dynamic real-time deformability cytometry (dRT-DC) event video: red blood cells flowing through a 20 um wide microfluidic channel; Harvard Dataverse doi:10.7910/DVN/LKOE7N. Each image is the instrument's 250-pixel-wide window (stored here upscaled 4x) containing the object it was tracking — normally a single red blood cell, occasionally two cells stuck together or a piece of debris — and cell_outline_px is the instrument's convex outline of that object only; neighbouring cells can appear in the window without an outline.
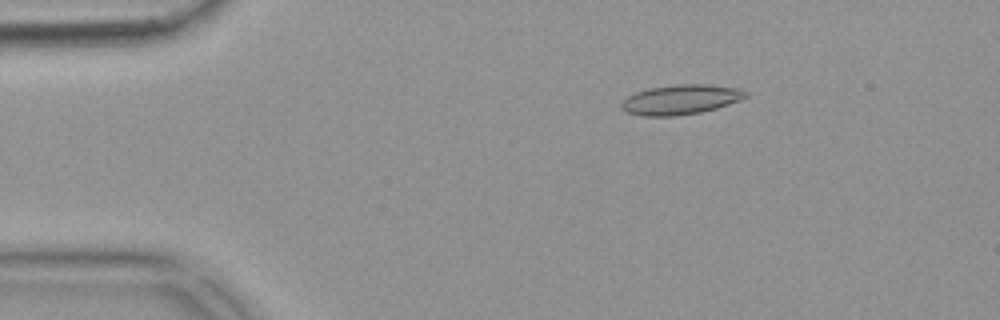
{"species": "common noctule bat (a hibernating species)", "species_latin": "Nyctalus noctula", "temperature_condition": "warm", "stored_images_in_passage": 53, "camera_frame_rate_fps": 3000, "um_per_image_px": 0.085, "animal": {"sex": "female", "body_mass_g": 18.4}, "frame": {"image": 1, "passage_image": 9, "time_ms": 2.667, "image_size_px": [1000, 320], "cell_outline_px": [[748, 96], [740, 100], [716, 108], [700, 112], [676, 116], [640, 116], [628, 112], [620, 108], [620, 104], [628, 96], [636, 92], [648, 88], [676, 84], [704, 84], [740, 88], [748, 92]], "centroid_in_image_um": [57.86, 8.46], "position_along_channel_um": 27.1, "area_um2": 21.62}}
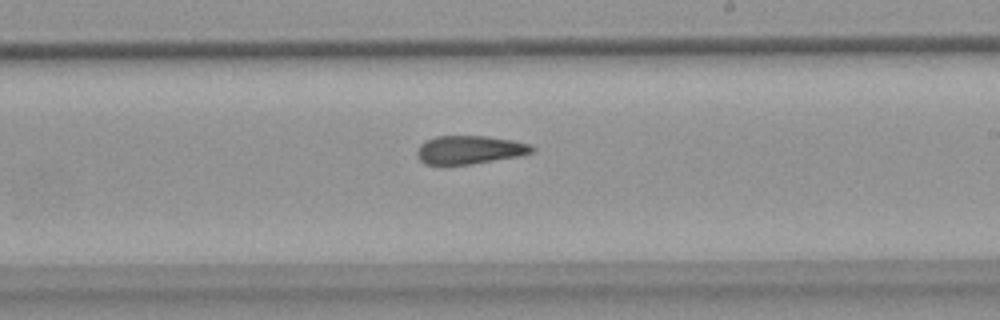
{"frame": {"image": 2, "passage_image": 31, "time_ms": 10.0, "image_size_px": [1000, 320], "cell_outline_px": [[536, 148], [532, 152], [520, 156], [472, 164], [424, 164], [416, 156], [416, 152], [420, 144], [424, 140], [436, 136], [488, 136], [512, 140], [532, 144]], "centroid_in_image_um": [39.92, 12.72], "position_along_channel_um": 249.1, "area_um2": 19.19}}
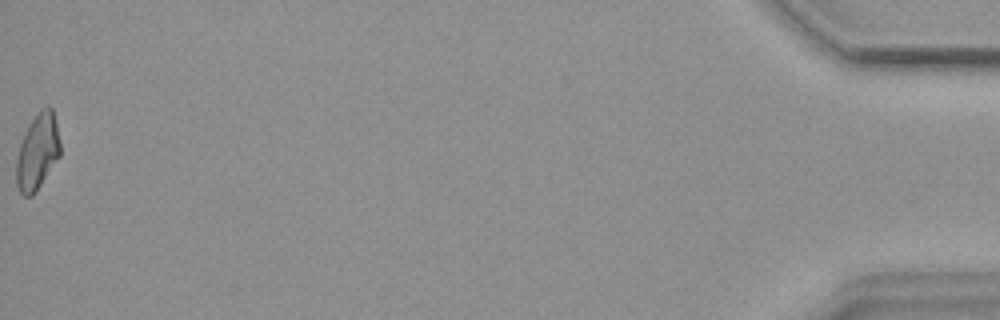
{"frame": {"image": 3, "passage_image": 53, "time_ms": 17.333, "image_size_px": [1000, 320], "cell_outline_px": [[60, 156], [36, 192], [32, 196], [24, 196], [20, 192], [16, 184], [16, 160], [20, 144], [32, 120], [40, 108], [48, 104], [52, 108], [56, 124], [60, 144]], "centroid_in_image_um": [3.19, 12.92], "position_along_channel_um": 432.0, "area_um2": 19.31}, "authors_computed_cell_mechanics": {"area_um2": 19.941, "velocity_mm_per_s": 3.8635, "shape_relaxation_time_tau1_ms": null, "shape_relaxation_time_tau2_ms": 5.274, "deformation_change_tau1": null, "deformation_change_tau2": 0.1341}}